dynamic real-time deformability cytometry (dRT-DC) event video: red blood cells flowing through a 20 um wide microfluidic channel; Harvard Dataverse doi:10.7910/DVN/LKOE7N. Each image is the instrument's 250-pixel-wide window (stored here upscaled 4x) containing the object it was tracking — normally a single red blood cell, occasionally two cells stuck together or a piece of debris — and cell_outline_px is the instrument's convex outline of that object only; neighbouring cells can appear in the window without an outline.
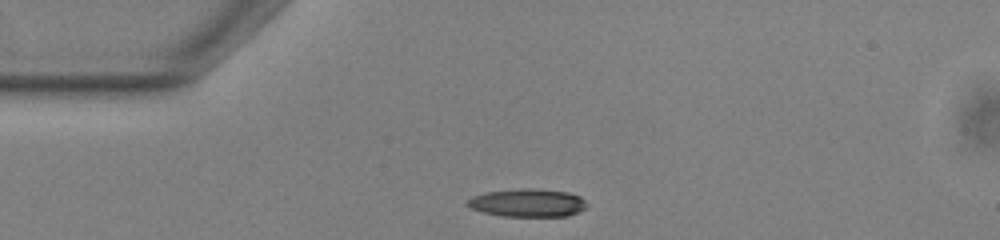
{"species": "common noctule bat (a hibernating species)", "species_latin": "Nyctalus noctula", "temperature_condition": "warm", "stored_images_in_passage": 41, "camera_frame_rate_fps": 3000, "um_per_image_px": 0.085, "animal": {"sex": "male", "body_mass_g": 13.0, "forearm_length_mm": 53.1}, "frame": {"image": 1, "passage_image": 1, "time_ms": 0.0, "image_size_px": [1000, 240], "cell_outline_px": [[588, 204], [580, 212], [568, 216], [504, 216], [484, 212], [472, 208], [468, 204], [468, 200], [472, 196], [488, 192], [520, 188], [528, 188], [568, 192], [580, 196]], "centroid_in_image_um": [44.9, 17.24], "position_along_channel_um": 40.1, "area_um2": 19.31}}
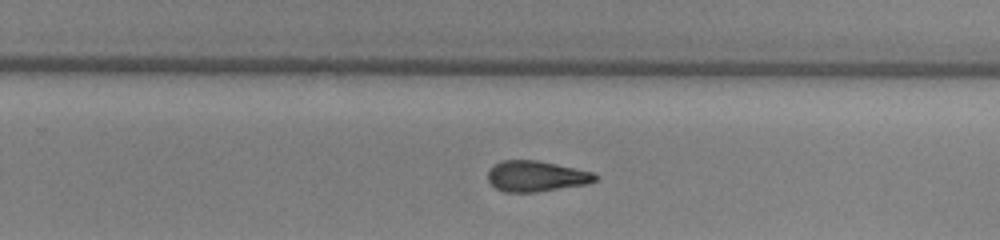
{"frame": {"image": 2, "passage_image": 22, "time_ms": 7.0, "image_size_px": [1000, 240], "cell_outline_px": [[596, 180], [588, 184], [536, 192], [504, 192], [496, 188], [488, 180], [488, 168], [492, 164], [500, 160], [536, 160], [556, 164], [592, 172], [596, 176]], "centroid_in_image_um": [45.52, 14.97], "position_along_channel_um": 284.3, "area_um2": 19.25}}
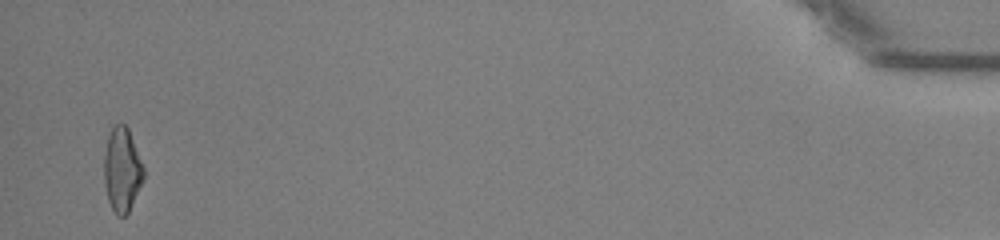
{"frame": {"image": 3, "passage_image": 40, "time_ms": 13.0, "image_size_px": [1000, 240], "cell_outline_px": [[144, 180], [128, 212], [124, 216], [116, 216], [108, 200], [104, 184], [104, 152], [108, 136], [112, 124], [124, 124], [128, 128], [144, 168]], "centroid_in_image_um": [10.36, 14.42], "position_along_channel_um": 424.8, "area_um2": 19.48}, "authors_computed_cell_mechanics": {"area_um2": 19.7098, "velocity_mm_per_s": 3.8714, "shape_relaxation_time_tau1_ms": null, "shape_relaxation_time_tau2_ms": 6.118, "deformation_change_tau1": null, "deformation_change_tau2": 0.1886}}